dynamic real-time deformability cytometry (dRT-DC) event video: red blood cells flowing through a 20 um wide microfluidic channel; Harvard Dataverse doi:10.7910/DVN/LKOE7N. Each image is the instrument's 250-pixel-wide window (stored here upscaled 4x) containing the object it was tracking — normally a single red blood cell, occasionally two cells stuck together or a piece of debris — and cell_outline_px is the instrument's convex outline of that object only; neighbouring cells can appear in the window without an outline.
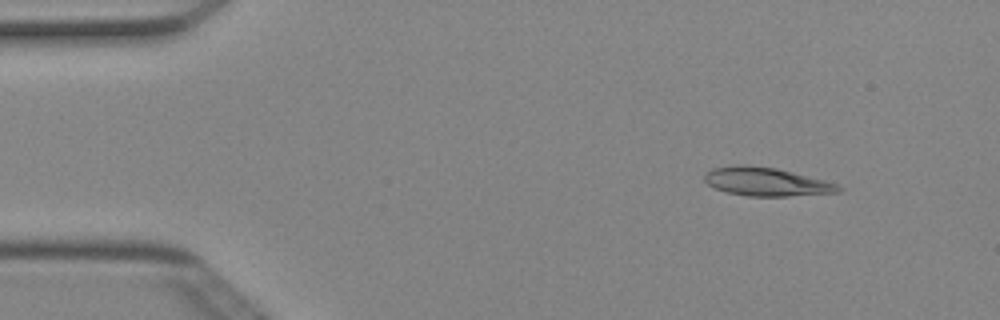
{"species": "Egyptian fruit bat (a non-hibernating species)", "species_latin": "Rousettus aegyptiacus", "temperature_condition": "cold", "stored_images_in_passage": 5, "camera_frame_rate_fps": 3000, "um_per_image_px": 0.085, "animal": {"sex": "female"}, "frame": {"image": 1, "passage_image": 2, "time_ms": 0.333, "image_size_px": [1000, 320], "cell_outline_px": [[844, 188], [840, 192], [788, 196], [748, 196], [724, 192], [708, 184], [704, 180], [704, 176], [712, 168], [736, 164], [744, 164], [776, 168], [824, 180], [836, 184]], "centroid_in_image_um": [65.11, 15.44], "position_along_channel_um": 19.9, "area_um2": 22.2}}
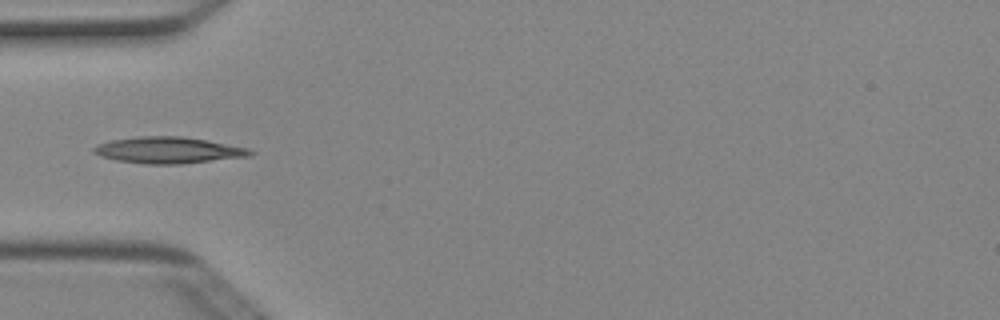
{"frame": {"image": 2, "passage_image": 5, "time_ms": 1.333, "image_size_px": [1000, 320], "cell_outline_px": [[256, 152], [252, 156], [180, 164], [144, 164], [116, 160], [100, 156], [92, 152], [92, 148], [100, 144], [112, 140], [136, 136], [184, 136], [208, 140], [248, 148]], "centroid_in_image_um": [14.34, 12.76], "position_along_channel_um": 70.7, "area_um2": 24.22}}